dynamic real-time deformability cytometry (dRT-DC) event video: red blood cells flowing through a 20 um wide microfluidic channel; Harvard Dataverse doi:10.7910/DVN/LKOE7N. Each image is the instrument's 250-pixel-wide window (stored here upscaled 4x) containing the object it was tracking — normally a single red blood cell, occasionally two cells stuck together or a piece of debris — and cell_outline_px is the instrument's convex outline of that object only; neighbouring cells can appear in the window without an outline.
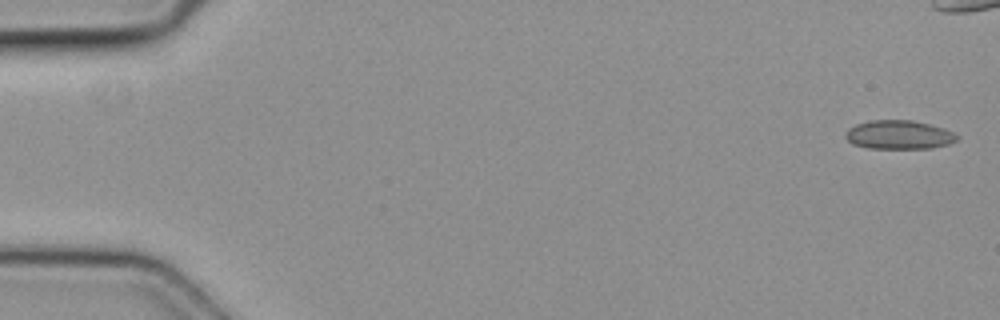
{"species": "common noctule bat (a hibernating species)", "species_latin": "Nyctalus noctula", "temperature_condition": "cold", "stored_images_in_passage": 5, "camera_frame_rate_fps": 3000, "um_per_image_px": 0.085, "animal": {"sex": "female", "body_mass_g": 19.3, "forearm_length_mm": 54.1}, "frame": {"image": 1, "passage_image": 1, "time_ms": 0.0, "image_size_px": [1000, 320], "cell_outline_px": [[960, 136], [956, 140], [948, 144], [932, 148], [868, 148], [852, 144], [844, 136], [844, 132], [848, 128], [856, 124], [868, 120], [912, 120], [944, 128]], "centroid_in_image_um": [76.37, 11.45], "position_along_channel_um": 8.6, "area_um2": 18.79}}